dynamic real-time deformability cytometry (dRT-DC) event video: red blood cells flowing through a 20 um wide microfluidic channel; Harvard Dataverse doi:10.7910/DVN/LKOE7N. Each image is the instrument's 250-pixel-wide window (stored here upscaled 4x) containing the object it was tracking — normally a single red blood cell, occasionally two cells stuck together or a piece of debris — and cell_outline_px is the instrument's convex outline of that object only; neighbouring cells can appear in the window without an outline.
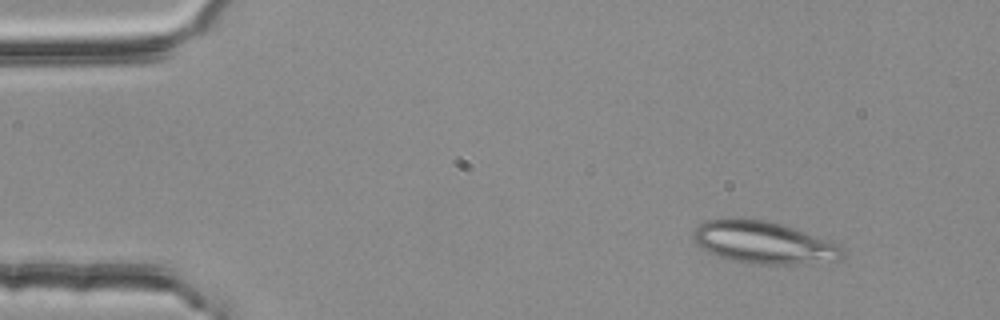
{"species": "common noctule bat (a hibernating species)", "species_latin": "Nyctalus noctula", "temperature_condition": "room temperature", "stored_images_in_passage": 47, "camera_frame_rate_fps": 3000, "um_per_image_px": 0.085, "animal": {"sex": "female", "body_mass_g": 25.1}, "frame": {"image": 1, "passage_image": 1, "time_ms": 0.0, "image_size_px": [1000, 320], "cell_outline_px": [[844, 256], [840, 260], [788, 264], [760, 264], [732, 260], [708, 252], [696, 244], [692, 240], [692, 232], [700, 224], [708, 220], [732, 216], [736, 216], [768, 220], [832, 240], [844, 248]], "centroid_in_image_um": [64.9, 20.58], "position_along_channel_um": 20.1, "area_um2": 37.22}}
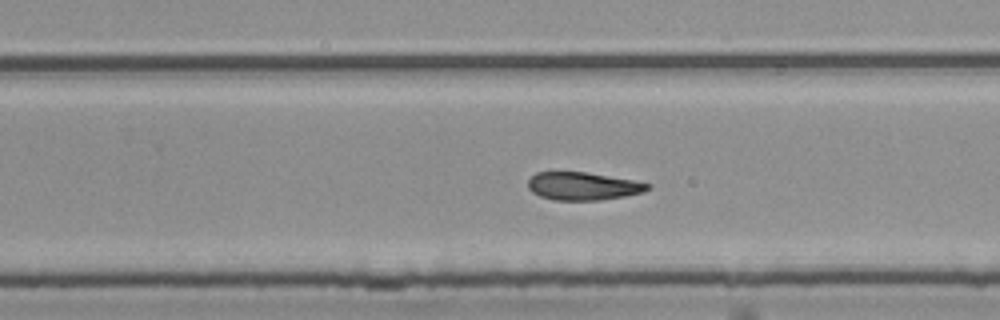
{"frame": {"image": 2, "passage_image": 29, "time_ms": 9.333, "image_size_px": [1000, 320], "cell_outline_px": [[652, 188], [644, 192], [624, 196], [600, 200], [552, 200], [540, 196], [532, 192], [528, 188], [528, 180], [536, 172], [584, 172], [632, 180], [652, 184]], "centroid_in_image_um": [49.55, 15.83], "position_along_channel_um": 280.2, "area_um2": 19.42}}
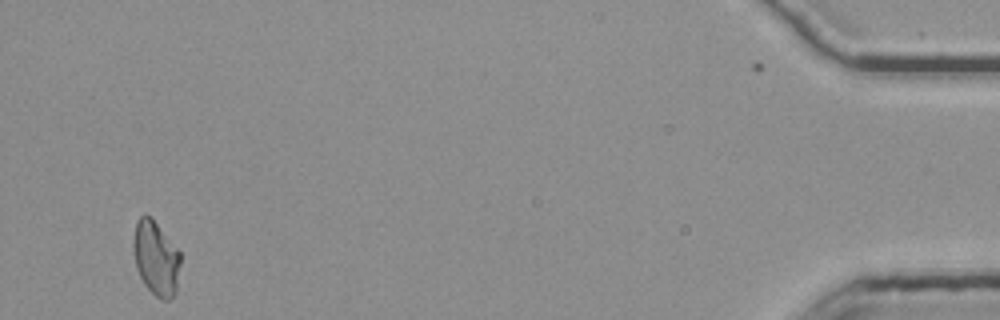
{"frame": {"image": 3, "passage_image": 47, "time_ms": 15.333, "image_size_px": [1000, 320], "cell_outline_px": [[180, 264], [176, 292], [168, 300], [160, 300], [144, 284], [136, 268], [132, 244], [136, 220], [144, 212], [152, 216], [180, 252]], "centroid_in_image_um": [13.24, 21.9], "position_along_channel_um": 422.0, "area_um2": 20.69}, "authors_computed_cell_mechanics": {"area_um2": 20.6346, "velocity_mm_per_s": 3.7785, "shape_relaxation_time_tau1_ms": null, "shape_relaxation_time_tau2_ms": 6.0083, "deformation_change_tau1": null, "deformation_change_tau2": 0.14}}